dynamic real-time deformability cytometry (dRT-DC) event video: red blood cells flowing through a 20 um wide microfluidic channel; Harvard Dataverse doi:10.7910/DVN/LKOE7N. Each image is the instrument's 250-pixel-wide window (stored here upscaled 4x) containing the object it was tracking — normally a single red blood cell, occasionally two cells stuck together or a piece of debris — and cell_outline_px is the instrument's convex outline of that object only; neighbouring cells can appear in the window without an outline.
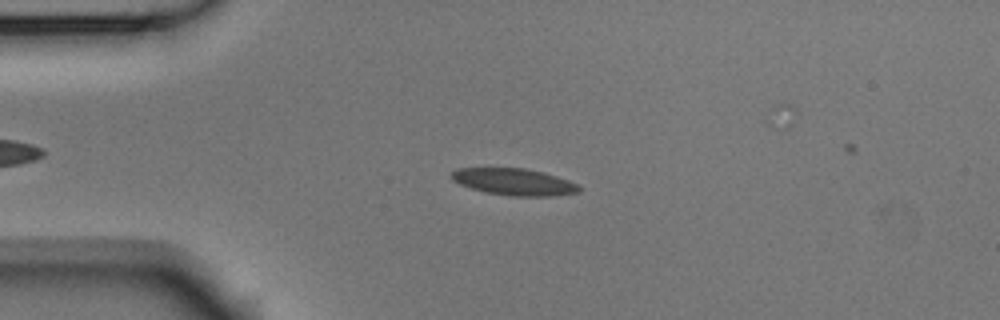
{"species": "Egyptian fruit bat (a non-hibernating species)", "species_latin": "Rousettus aegyptiacus", "temperature_condition": "room temperature", "stored_images_in_passage": 49, "camera_frame_rate_fps": 3000, "um_per_image_px": 0.085, "animal": {"sex": "male"}, "frame": {"image": 1, "passage_image": 12, "time_ms": 3.667, "image_size_px": [1000, 320], "cell_outline_px": [[580, 192], [552, 196], [512, 196], [484, 192], [460, 184], [452, 180], [448, 176], [456, 168], [524, 168], [544, 172], [568, 180], [576, 184], [580, 188]], "centroid_in_image_um": [43.66, 15.45], "position_along_channel_um": 41.3, "area_um2": 19.94}}
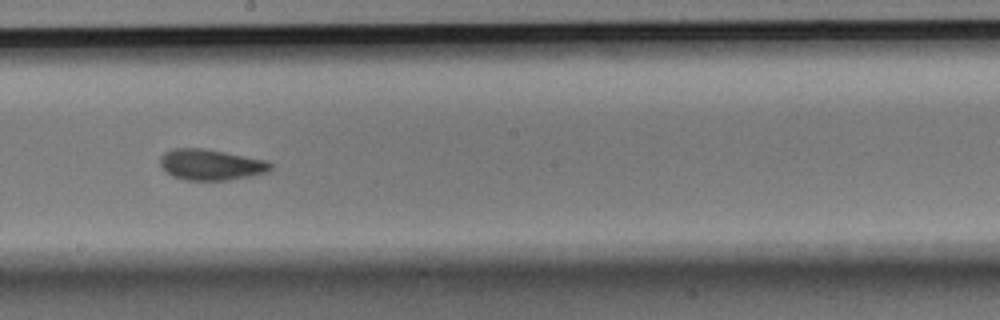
{"frame": {"image": 2, "passage_image": 29, "time_ms": 9.333, "image_size_px": [1000, 320], "cell_outline_px": [[272, 168], [268, 172], [228, 180], [184, 180], [172, 176], [160, 164], [160, 156], [164, 152], [172, 148], [204, 148], [268, 160], [272, 164]], "centroid_in_image_um": [17.93, 13.99], "position_along_channel_um": 230.3, "area_um2": 19.94}}
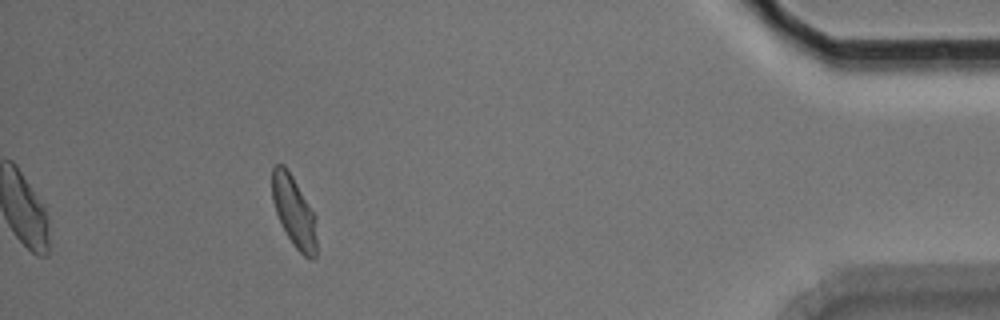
{"frame": {"image": 3, "passage_image": 48, "time_ms": 15.667, "image_size_px": [1000, 320], "cell_outline_px": [[316, 256], [312, 260], [304, 256], [292, 244], [276, 212], [272, 200], [272, 168], [276, 164], [284, 164], [292, 176], [316, 216]], "centroid_in_image_um": [25.0, 17.99], "position_along_channel_um": 410.2, "area_um2": 18.26}}